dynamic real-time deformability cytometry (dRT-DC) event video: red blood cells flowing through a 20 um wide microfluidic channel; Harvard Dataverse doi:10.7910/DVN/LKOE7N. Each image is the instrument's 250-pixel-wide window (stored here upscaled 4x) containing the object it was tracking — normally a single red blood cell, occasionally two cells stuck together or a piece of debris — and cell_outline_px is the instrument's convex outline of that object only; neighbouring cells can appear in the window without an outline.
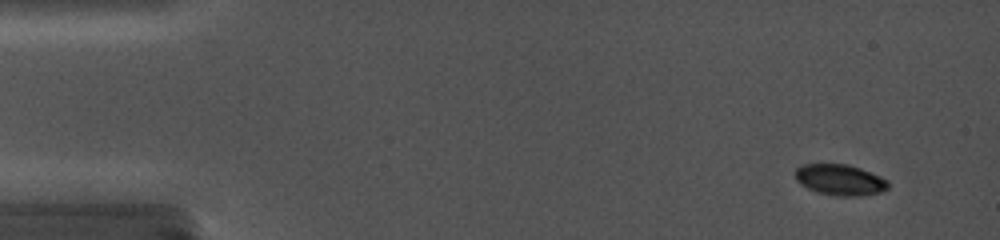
{"species": "common noctule bat (a hibernating species)", "species_latin": "Nyctalus noctula", "temperature_condition": "cold", "stored_images_in_passage": 8, "camera_frame_rate_fps": 5000, "um_per_image_px": 0.085, "animal": {"sex": "female", "body_mass_g": 19.0, "forearm_length_mm": 56.7}, "frame": {"image": 1, "passage_image": 2, "time_ms": 0.6, "image_size_px": [1000, 240], "cell_outline_px": [[888, 188], [880, 192], [856, 196], [836, 196], [816, 192], [800, 184], [796, 180], [796, 168], [804, 164], [848, 164], [860, 168], [880, 176], [888, 180]], "centroid_in_image_um": [71.39, 15.28], "position_along_channel_um": 13.6, "area_um2": 16.7}}
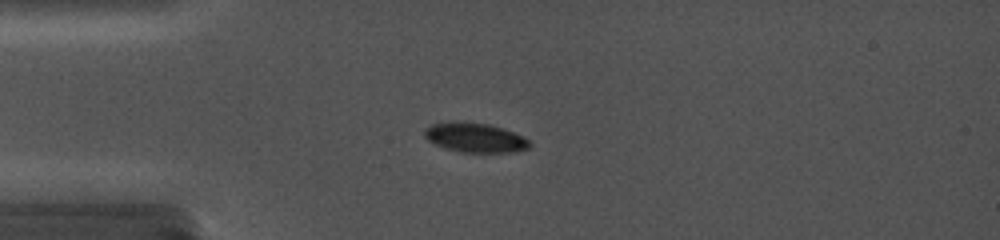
{"frame": {"image": 2, "passage_image": 6, "time_ms": 4.0, "image_size_px": [1000, 240], "cell_outline_px": [[532, 144], [528, 148], [516, 152], [460, 152], [436, 144], [428, 140], [424, 136], [424, 128], [432, 124], [452, 120], [456, 120], [488, 124], [504, 128], [528, 140]], "centroid_in_image_um": [40.35, 11.67], "position_along_channel_um": 44.6, "area_um2": 18.09}}